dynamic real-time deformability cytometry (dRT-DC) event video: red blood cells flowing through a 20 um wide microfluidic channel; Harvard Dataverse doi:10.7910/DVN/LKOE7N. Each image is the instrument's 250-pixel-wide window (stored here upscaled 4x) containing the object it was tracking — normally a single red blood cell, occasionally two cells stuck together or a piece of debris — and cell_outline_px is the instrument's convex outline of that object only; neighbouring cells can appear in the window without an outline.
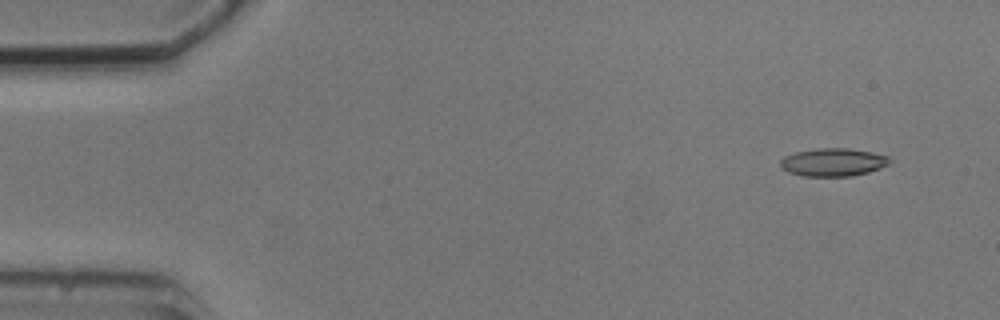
{"species": "common noctule bat (a hibernating species)", "species_latin": "Nyctalus noctula", "temperature_condition": "cold", "stored_images_in_passage": 4, "camera_frame_rate_fps": 3000, "um_per_image_px": 0.085, "animal": {"sex": "male", "body_mass_g": 20.5, "forearm_length_mm": 52.5}, "frame": {"image": 1, "passage_image": 1, "time_ms": 0.0, "image_size_px": [1000, 320], "cell_outline_px": [[892, 160], [888, 164], [880, 168], [868, 172], [852, 176], [804, 176], [788, 172], [780, 168], [780, 160], [784, 156], [796, 152], [816, 148], [848, 148], [872, 152], [888, 156]], "centroid_in_image_um": [70.8, 13.78], "position_along_channel_um": 14.2, "area_um2": 17.92}}
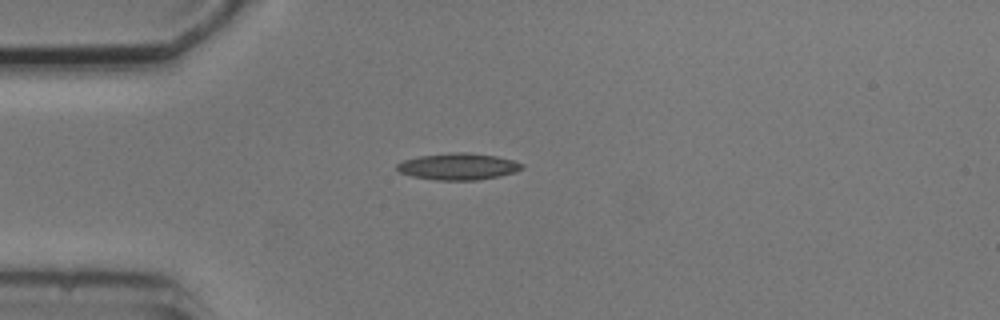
{"frame": {"image": 2, "passage_image": 4, "time_ms": 3.333, "image_size_px": [1000, 320], "cell_outline_px": [[524, 168], [516, 172], [500, 176], [476, 180], [436, 180], [412, 176], [400, 172], [396, 168], [396, 164], [404, 160], [420, 156], [452, 152], [468, 152], [496, 156], [512, 160], [524, 164]], "centroid_in_image_um": [38.97, 14.15], "position_along_channel_um": 46.0, "area_um2": 19.42}}